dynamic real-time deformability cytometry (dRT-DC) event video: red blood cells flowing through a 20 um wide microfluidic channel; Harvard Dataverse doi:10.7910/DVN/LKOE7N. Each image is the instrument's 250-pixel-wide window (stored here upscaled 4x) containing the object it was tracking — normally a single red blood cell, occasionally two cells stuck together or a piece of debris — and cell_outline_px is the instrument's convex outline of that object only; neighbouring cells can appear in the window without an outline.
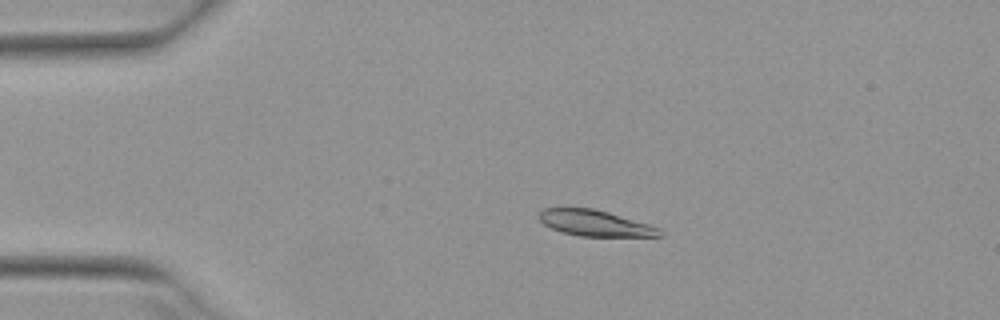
{"species": "Egyptian fruit bat (a non-hibernating species)", "species_latin": "Rousettus aegyptiacus", "temperature_condition": "warm", "stored_images_in_passage": 45, "camera_frame_rate_fps": 3000, "um_per_image_px": 0.085, "animal": {"sex": "female"}, "frame": {"image": 1, "passage_image": 10, "time_ms": 3.0, "image_size_px": [1000, 320], "cell_outline_px": [[664, 236], [580, 236], [564, 232], [552, 228], [544, 224], [536, 216], [544, 208], [592, 208], [608, 212], [648, 224], [660, 228]], "centroid_in_image_um": [50.57, 18.96], "position_along_channel_um": 34.4, "area_um2": 18.03}}
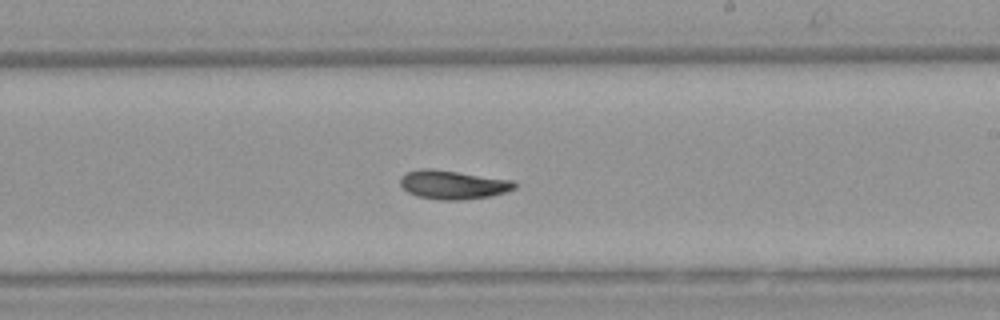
{"frame": {"image": 2, "passage_image": 30, "time_ms": 9.667, "image_size_px": [1000, 320], "cell_outline_px": [[516, 188], [492, 196], [464, 200], [440, 200], [416, 196], [408, 192], [400, 184], [400, 176], [404, 172], [420, 168], [432, 168], [512, 180], [516, 184]], "centroid_in_image_um": [38.46, 15.69], "position_along_channel_um": 250.5, "area_um2": 19.36}}
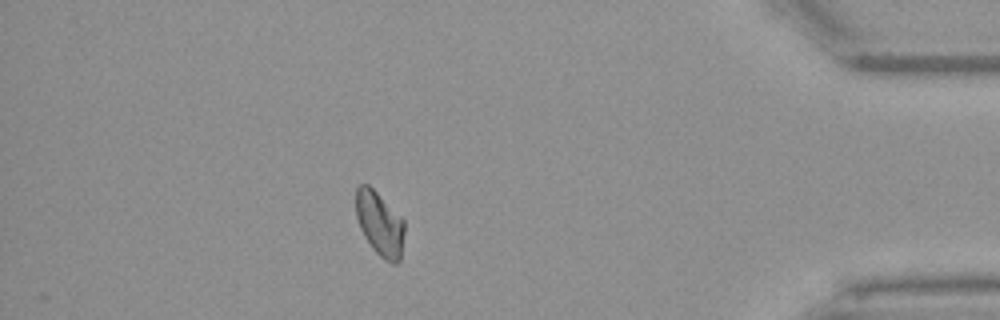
{"frame": {"image": 3, "passage_image": 45, "time_ms": 14.667, "image_size_px": [1000, 320], "cell_outline_px": [[404, 232], [400, 260], [396, 264], [392, 264], [384, 260], [372, 248], [364, 236], [360, 228], [356, 216], [356, 188], [360, 184], [368, 184], [404, 220]], "centroid_in_image_um": [32.27, 19.04], "position_along_channel_um": 402.9, "area_um2": 18.03}}